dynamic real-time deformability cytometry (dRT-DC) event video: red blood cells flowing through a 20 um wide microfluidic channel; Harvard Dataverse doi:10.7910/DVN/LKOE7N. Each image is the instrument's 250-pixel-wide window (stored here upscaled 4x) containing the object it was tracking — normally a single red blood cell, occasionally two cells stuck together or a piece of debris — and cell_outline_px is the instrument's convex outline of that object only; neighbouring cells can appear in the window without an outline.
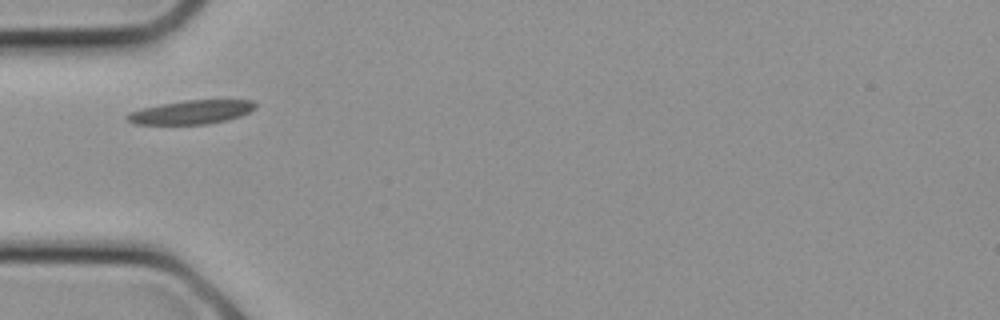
{"species": "common noctule bat (a hibernating species)", "species_latin": "Nyctalus noctula", "temperature_condition": "cold", "stored_images_in_passage": 2, "camera_frame_rate_fps": 3000, "um_per_image_px": 0.085, "animal": {"sex": "female", "body_mass_g": 21.9}, "frame": {"image": 1, "passage_image": 1, "time_ms": 0.0, "image_size_px": [1000, 320], "cell_outline_px": [[256, 108], [240, 116], [228, 120], [208, 124], [136, 124], [128, 120], [124, 116], [128, 112], [140, 108], [160, 104], [184, 100], [252, 100], [256, 104]], "centroid_in_image_um": [16.24, 9.53], "position_along_channel_um": 68.8, "area_um2": 17.86}}